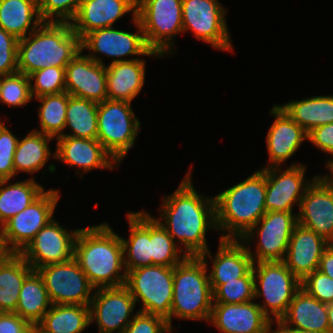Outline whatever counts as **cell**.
Returning a JSON list of instances; mask_svg holds the SVG:
<instances>
[{
  "label": "cell",
  "mask_w": 333,
  "mask_h": 333,
  "mask_svg": "<svg viewBox=\"0 0 333 333\" xmlns=\"http://www.w3.org/2000/svg\"><path fill=\"white\" fill-rule=\"evenodd\" d=\"M297 213L298 224L315 231L327 242L333 238V182L317 175L308 186Z\"/></svg>",
  "instance_id": "ac0fdd59"
},
{
  "label": "cell",
  "mask_w": 333,
  "mask_h": 333,
  "mask_svg": "<svg viewBox=\"0 0 333 333\" xmlns=\"http://www.w3.org/2000/svg\"><path fill=\"white\" fill-rule=\"evenodd\" d=\"M27 333H48L45 331L42 327H40L38 324H31Z\"/></svg>",
  "instance_id": "f5cc1de1"
},
{
  "label": "cell",
  "mask_w": 333,
  "mask_h": 333,
  "mask_svg": "<svg viewBox=\"0 0 333 333\" xmlns=\"http://www.w3.org/2000/svg\"><path fill=\"white\" fill-rule=\"evenodd\" d=\"M34 98L65 92V67H46L29 75Z\"/></svg>",
  "instance_id": "60d3db41"
},
{
  "label": "cell",
  "mask_w": 333,
  "mask_h": 333,
  "mask_svg": "<svg viewBox=\"0 0 333 333\" xmlns=\"http://www.w3.org/2000/svg\"><path fill=\"white\" fill-rule=\"evenodd\" d=\"M280 168L260 169L266 176V212H293L294 205L298 206L299 209L306 189L317 177L306 179V166L304 164L299 165L294 162L284 170Z\"/></svg>",
  "instance_id": "2e32d148"
},
{
  "label": "cell",
  "mask_w": 333,
  "mask_h": 333,
  "mask_svg": "<svg viewBox=\"0 0 333 333\" xmlns=\"http://www.w3.org/2000/svg\"><path fill=\"white\" fill-rule=\"evenodd\" d=\"M254 298L264 299L257 303L271 320H280L287 312L301 281L286 267L283 261L253 264ZM260 297V298H259Z\"/></svg>",
  "instance_id": "52a82bcc"
},
{
  "label": "cell",
  "mask_w": 333,
  "mask_h": 333,
  "mask_svg": "<svg viewBox=\"0 0 333 333\" xmlns=\"http://www.w3.org/2000/svg\"><path fill=\"white\" fill-rule=\"evenodd\" d=\"M287 115L307 133L312 129L333 123V95L312 96L279 105Z\"/></svg>",
  "instance_id": "4dcf8cb0"
},
{
  "label": "cell",
  "mask_w": 333,
  "mask_h": 333,
  "mask_svg": "<svg viewBox=\"0 0 333 333\" xmlns=\"http://www.w3.org/2000/svg\"><path fill=\"white\" fill-rule=\"evenodd\" d=\"M297 225L298 218L294 212L268 211L240 240L246 245L254 263L283 261ZM254 238L259 239L255 253L249 248Z\"/></svg>",
  "instance_id": "8fae6325"
},
{
  "label": "cell",
  "mask_w": 333,
  "mask_h": 333,
  "mask_svg": "<svg viewBox=\"0 0 333 333\" xmlns=\"http://www.w3.org/2000/svg\"><path fill=\"white\" fill-rule=\"evenodd\" d=\"M42 23L37 0H0V28L18 39L26 37Z\"/></svg>",
  "instance_id": "f546056e"
},
{
  "label": "cell",
  "mask_w": 333,
  "mask_h": 333,
  "mask_svg": "<svg viewBox=\"0 0 333 333\" xmlns=\"http://www.w3.org/2000/svg\"><path fill=\"white\" fill-rule=\"evenodd\" d=\"M125 286L136 301L139 312L170 318L173 299L174 267L148 265L126 272Z\"/></svg>",
  "instance_id": "ba28073f"
},
{
  "label": "cell",
  "mask_w": 333,
  "mask_h": 333,
  "mask_svg": "<svg viewBox=\"0 0 333 333\" xmlns=\"http://www.w3.org/2000/svg\"><path fill=\"white\" fill-rule=\"evenodd\" d=\"M90 324V306L69 304H52L38 323L48 333H82Z\"/></svg>",
  "instance_id": "e575fe53"
},
{
  "label": "cell",
  "mask_w": 333,
  "mask_h": 333,
  "mask_svg": "<svg viewBox=\"0 0 333 333\" xmlns=\"http://www.w3.org/2000/svg\"><path fill=\"white\" fill-rule=\"evenodd\" d=\"M281 320L288 326L307 331L328 333L327 304L300 288Z\"/></svg>",
  "instance_id": "83f0119b"
},
{
  "label": "cell",
  "mask_w": 333,
  "mask_h": 333,
  "mask_svg": "<svg viewBox=\"0 0 333 333\" xmlns=\"http://www.w3.org/2000/svg\"><path fill=\"white\" fill-rule=\"evenodd\" d=\"M60 200V191L46 190L23 211L9 219L1 228L0 235L7 253L20 254L36 234L54 218Z\"/></svg>",
  "instance_id": "7c38bea8"
},
{
  "label": "cell",
  "mask_w": 333,
  "mask_h": 333,
  "mask_svg": "<svg viewBox=\"0 0 333 333\" xmlns=\"http://www.w3.org/2000/svg\"><path fill=\"white\" fill-rule=\"evenodd\" d=\"M209 323L220 333H271L272 321L257 302L213 303Z\"/></svg>",
  "instance_id": "ffe728a7"
},
{
  "label": "cell",
  "mask_w": 333,
  "mask_h": 333,
  "mask_svg": "<svg viewBox=\"0 0 333 333\" xmlns=\"http://www.w3.org/2000/svg\"><path fill=\"white\" fill-rule=\"evenodd\" d=\"M18 141V137L0 121V180H11L16 176L13 159Z\"/></svg>",
  "instance_id": "7bdbcfd3"
},
{
  "label": "cell",
  "mask_w": 333,
  "mask_h": 333,
  "mask_svg": "<svg viewBox=\"0 0 333 333\" xmlns=\"http://www.w3.org/2000/svg\"><path fill=\"white\" fill-rule=\"evenodd\" d=\"M65 92L96 103L107 100L106 65L80 50L65 67Z\"/></svg>",
  "instance_id": "d6986e66"
},
{
  "label": "cell",
  "mask_w": 333,
  "mask_h": 333,
  "mask_svg": "<svg viewBox=\"0 0 333 333\" xmlns=\"http://www.w3.org/2000/svg\"><path fill=\"white\" fill-rule=\"evenodd\" d=\"M328 248L333 251V238L328 242Z\"/></svg>",
  "instance_id": "9f6ffc18"
},
{
  "label": "cell",
  "mask_w": 333,
  "mask_h": 333,
  "mask_svg": "<svg viewBox=\"0 0 333 333\" xmlns=\"http://www.w3.org/2000/svg\"><path fill=\"white\" fill-rule=\"evenodd\" d=\"M53 137L32 130L23 139H19L14 153L15 175L19 172L29 174L37 173L51 157L55 158V152L51 153L49 141Z\"/></svg>",
  "instance_id": "d6a6232c"
},
{
  "label": "cell",
  "mask_w": 333,
  "mask_h": 333,
  "mask_svg": "<svg viewBox=\"0 0 333 333\" xmlns=\"http://www.w3.org/2000/svg\"><path fill=\"white\" fill-rule=\"evenodd\" d=\"M173 333L167 321L156 315L138 312L124 333Z\"/></svg>",
  "instance_id": "bcb514c9"
},
{
  "label": "cell",
  "mask_w": 333,
  "mask_h": 333,
  "mask_svg": "<svg viewBox=\"0 0 333 333\" xmlns=\"http://www.w3.org/2000/svg\"><path fill=\"white\" fill-rule=\"evenodd\" d=\"M1 83H2V76L0 75V92H1Z\"/></svg>",
  "instance_id": "6f0895ef"
},
{
  "label": "cell",
  "mask_w": 333,
  "mask_h": 333,
  "mask_svg": "<svg viewBox=\"0 0 333 333\" xmlns=\"http://www.w3.org/2000/svg\"><path fill=\"white\" fill-rule=\"evenodd\" d=\"M81 50L68 22H43L18 42V72L27 76L46 67H66Z\"/></svg>",
  "instance_id": "277c9868"
},
{
  "label": "cell",
  "mask_w": 333,
  "mask_h": 333,
  "mask_svg": "<svg viewBox=\"0 0 333 333\" xmlns=\"http://www.w3.org/2000/svg\"><path fill=\"white\" fill-rule=\"evenodd\" d=\"M301 288L322 303H333V279L318 269L301 281Z\"/></svg>",
  "instance_id": "ee69618b"
},
{
  "label": "cell",
  "mask_w": 333,
  "mask_h": 333,
  "mask_svg": "<svg viewBox=\"0 0 333 333\" xmlns=\"http://www.w3.org/2000/svg\"><path fill=\"white\" fill-rule=\"evenodd\" d=\"M208 259L187 256L174 266L173 299L167 323L173 331L172 318L209 321L213 291L208 275Z\"/></svg>",
  "instance_id": "5b68a950"
},
{
  "label": "cell",
  "mask_w": 333,
  "mask_h": 333,
  "mask_svg": "<svg viewBox=\"0 0 333 333\" xmlns=\"http://www.w3.org/2000/svg\"><path fill=\"white\" fill-rule=\"evenodd\" d=\"M30 325L16 313L0 312V333H27Z\"/></svg>",
  "instance_id": "c3c4849f"
},
{
  "label": "cell",
  "mask_w": 333,
  "mask_h": 333,
  "mask_svg": "<svg viewBox=\"0 0 333 333\" xmlns=\"http://www.w3.org/2000/svg\"><path fill=\"white\" fill-rule=\"evenodd\" d=\"M129 238L121 237L125 270L152 265L150 241V213L146 210L128 212ZM127 252V253H126Z\"/></svg>",
  "instance_id": "4316f807"
},
{
  "label": "cell",
  "mask_w": 333,
  "mask_h": 333,
  "mask_svg": "<svg viewBox=\"0 0 333 333\" xmlns=\"http://www.w3.org/2000/svg\"><path fill=\"white\" fill-rule=\"evenodd\" d=\"M97 113L98 103L68 94L64 130L70 128L73 133L63 132V135L83 139H97Z\"/></svg>",
  "instance_id": "d590c367"
},
{
  "label": "cell",
  "mask_w": 333,
  "mask_h": 333,
  "mask_svg": "<svg viewBox=\"0 0 333 333\" xmlns=\"http://www.w3.org/2000/svg\"><path fill=\"white\" fill-rule=\"evenodd\" d=\"M183 33L191 30L196 39L215 49L233 51L226 10L218 0H182Z\"/></svg>",
  "instance_id": "4fadbf2b"
},
{
  "label": "cell",
  "mask_w": 333,
  "mask_h": 333,
  "mask_svg": "<svg viewBox=\"0 0 333 333\" xmlns=\"http://www.w3.org/2000/svg\"><path fill=\"white\" fill-rule=\"evenodd\" d=\"M9 181L0 180V228L45 192L43 185L31 177L7 184Z\"/></svg>",
  "instance_id": "1f68e13d"
},
{
  "label": "cell",
  "mask_w": 333,
  "mask_h": 333,
  "mask_svg": "<svg viewBox=\"0 0 333 333\" xmlns=\"http://www.w3.org/2000/svg\"><path fill=\"white\" fill-rule=\"evenodd\" d=\"M307 140L322 152L332 155L325 164L326 168L333 164V123L312 129L308 133Z\"/></svg>",
  "instance_id": "7dc6e473"
},
{
  "label": "cell",
  "mask_w": 333,
  "mask_h": 333,
  "mask_svg": "<svg viewBox=\"0 0 333 333\" xmlns=\"http://www.w3.org/2000/svg\"><path fill=\"white\" fill-rule=\"evenodd\" d=\"M254 299L253 270L244 277L226 281L213 292V303L239 304Z\"/></svg>",
  "instance_id": "f35d334b"
},
{
  "label": "cell",
  "mask_w": 333,
  "mask_h": 333,
  "mask_svg": "<svg viewBox=\"0 0 333 333\" xmlns=\"http://www.w3.org/2000/svg\"><path fill=\"white\" fill-rule=\"evenodd\" d=\"M136 301L125 285L95 288L90 303V320L98 333H124L133 317ZM132 316V317H130Z\"/></svg>",
  "instance_id": "9a60e30c"
},
{
  "label": "cell",
  "mask_w": 333,
  "mask_h": 333,
  "mask_svg": "<svg viewBox=\"0 0 333 333\" xmlns=\"http://www.w3.org/2000/svg\"><path fill=\"white\" fill-rule=\"evenodd\" d=\"M7 254L3 243H2V239H1V235H0V260Z\"/></svg>",
  "instance_id": "db71d44e"
},
{
  "label": "cell",
  "mask_w": 333,
  "mask_h": 333,
  "mask_svg": "<svg viewBox=\"0 0 333 333\" xmlns=\"http://www.w3.org/2000/svg\"><path fill=\"white\" fill-rule=\"evenodd\" d=\"M318 270L333 279V251L330 248L323 252Z\"/></svg>",
  "instance_id": "681fc988"
},
{
  "label": "cell",
  "mask_w": 333,
  "mask_h": 333,
  "mask_svg": "<svg viewBox=\"0 0 333 333\" xmlns=\"http://www.w3.org/2000/svg\"><path fill=\"white\" fill-rule=\"evenodd\" d=\"M29 76L16 72L2 76L0 103L8 107L25 106L32 101Z\"/></svg>",
  "instance_id": "ab89813d"
},
{
  "label": "cell",
  "mask_w": 333,
  "mask_h": 333,
  "mask_svg": "<svg viewBox=\"0 0 333 333\" xmlns=\"http://www.w3.org/2000/svg\"><path fill=\"white\" fill-rule=\"evenodd\" d=\"M150 241L152 265L174 267L187 257L152 214L150 215Z\"/></svg>",
  "instance_id": "74e56055"
},
{
  "label": "cell",
  "mask_w": 333,
  "mask_h": 333,
  "mask_svg": "<svg viewBox=\"0 0 333 333\" xmlns=\"http://www.w3.org/2000/svg\"><path fill=\"white\" fill-rule=\"evenodd\" d=\"M55 158L66 165L89 172L94 169L114 170L119 164L105 150L98 139H83L71 136H60L56 138ZM116 164V165H115ZM115 165V166H114Z\"/></svg>",
  "instance_id": "603a6c76"
},
{
  "label": "cell",
  "mask_w": 333,
  "mask_h": 333,
  "mask_svg": "<svg viewBox=\"0 0 333 333\" xmlns=\"http://www.w3.org/2000/svg\"><path fill=\"white\" fill-rule=\"evenodd\" d=\"M145 65L140 58L106 65L107 99L132 103L145 85Z\"/></svg>",
  "instance_id": "484cf974"
},
{
  "label": "cell",
  "mask_w": 333,
  "mask_h": 333,
  "mask_svg": "<svg viewBox=\"0 0 333 333\" xmlns=\"http://www.w3.org/2000/svg\"><path fill=\"white\" fill-rule=\"evenodd\" d=\"M97 125V139L120 165L141 130L131 102L107 99L98 103Z\"/></svg>",
  "instance_id": "9c48e42d"
},
{
  "label": "cell",
  "mask_w": 333,
  "mask_h": 333,
  "mask_svg": "<svg viewBox=\"0 0 333 333\" xmlns=\"http://www.w3.org/2000/svg\"><path fill=\"white\" fill-rule=\"evenodd\" d=\"M18 42L19 39L0 28V75H10L18 72Z\"/></svg>",
  "instance_id": "f6af8a7d"
},
{
  "label": "cell",
  "mask_w": 333,
  "mask_h": 333,
  "mask_svg": "<svg viewBox=\"0 0 333 333\" xmlns=\"http://www.w3.org/2000/svg\"><path fill=\"white\" fill-rule=\"evenodd\" d=\"M331 173L326 175L333 182V164L327 168Z\"/></svg>",
  "instance_id": "11a10c76"
},
{
  "label": "cell",
  "mask_w": 333,
  "mask_h": 333,
  "mask_svg": "<svg viewBox=\"0 0 333 333\" xmlns=\"http://www.w3.org/2000/svg\"><path fill=\"white\" fill-rule=\"evenodd\" d=\"M202 259L212 260L209 281L214 292L221 284L246 276L253 268V259L241 240L220 239L215 256L210 250L200 255Z\"/></svg>",
  "instance_id": "7402d4cb"
},
{
  "label": "cell",
  "mask_w": 333,
  "mask_h": 333,
  "mask_svg": "<svg viewBox=\"0 0 333 333\" xmlns=\"http://www.w3.org/2000/svg\"><path fill=\"white\" fill-rule=\"evenodd\" d=\"M123 253L121 237L108 223L79 228L74 259L95 288L125 285Z\"/></svg>",
  "instance_id": "7a4b0ae2"
},
{
  "label": "cell",
  "mask_w": 333,
  "mask_h": 333,
  "mask_svg": "<svg viewBox=\"0 0 333 333\" xmlns=\"http://www.w3.org/2000/svg\"><path fill=\"white\" fill-rule=\"evenodd\" d=\"M40 18L43 22L70 23L82 0H37Z\"/></svg>",
  "instance_id": "b9f144b4"
},
{
  "label": "cell",
  "mask_w": 333,
  "mask_h": 333,
  "mask_svg": "<svg viewBox=\"0 0 333 333\" xmlns=\"http://www.w3.org/2000/svg\"><path fill=\"white\" fill-rule=\"evenodd\" d=\"M266 176L259 169L242 182L214 196L220 239L240 240L266 213Z\"/></svg>",
  "instance_id": "3957f363"
},
{
  "label": "cell",
  "mask_w": 333,
  "mask_h": 333,
  "mask_svg": "<svg viewBox=\"0 0 333 333\" xmlns=\"http://www.w3.org/2000/svg\"><path fill=\"white\" fill-rule=\"evenodd\" d=\"M34 99H37L41 103L38 108L41 129L34 128L33 130L55 139L63 136L66 124L68 93L43 95Z\"/></svg>",
  "instance_id": "8d00e7d4"
},
{
  "label": "cell",
  "mask_w": 333,
  "mask_h": 333,
  "mask_svg": "<svg viewBox=\"0 0 333 333\" xmlns=\"http://www.w3.org/2000/svg\"><path fill=\"white\" fill-rule=\"evenodd\" d=\"M130 12L136 15L137 0H82L70 24L81 39L89 32L113 27L117 20Z\"/></svg>",
  "instance_id": "cb8c5ba5"
},
{
  "label": "cell",
  "mask_w": 333,
  "mask_h": 333,
  "mask_svg": "<svg viewBox=\"0 0 333 333\" xmlns=\"http://www.w3.org/2000/svg\"><path fill=\"white\" fill-rule=\"evenodd\" d=\"M33 268L17 253L0 260V312L15 313L20 289Z\"/></svg>",
  "instance_id": "f1b7e54d"
},
{
  "label": "cell",
  "mask_w": 333,
  "mask_h": 333,
  "mask_svg": "<svg viewBox=\"0 0 333 333\" xmlns=\"http://www.w3.org/2000/svg\"><path fill=\"white\" fill-rule=\"evenodd\" d=\"M51 305L42 277L33 270L23 281L15 313L30 324H38Z\"/></svg>",
  "instance_id": "836d02e7"
},
{
  "label": "cell",
  "mask_w": 333,
  "mask_h": 333,
  "mask_svg": "<svg viewBox=\"0 0 333 333\" xmlns=\"http://www.w3.org/2000/svg\"><path fill=\"white\" fill-rule=\"evenodd\" d=\"M191 174L190 169L174 193L162 198L160 217L154 218L187 256H200L209 249L207 231L217 230L215 200L195 190Z\"/></svg>",
  "instance_id": "6da1fadb"
},
{
  "label": "cell",
  "mask_w": 333,
  "mask_h": 333,
  "mask_svg": "<svg viewBox=\"0 0 333 333\" xmlns=\"http://www.w3.org/2000/svg\"><path fill=\"white\" fill-rule=\"evenodd\" d=\"M136 18L151 50L164 57L175 53V37L183 33L182 0H137Z\"/></svg>",
  "instance_id": "8992f818"
},
{
  "label": "cell",
  "mask_w": 333,
  "mask_h": 333,
  "mask_svg": "<svg viewBox=\"0 0 333 333\" xmlns=\"http://www.w3.org/2000/svg\"><path fill=\"white\" fill-rule=\"evenodd\" d=\"M132 23L135 25V33H130L115 29L114 27L102 28L84 35L80 39L81 51L88 50V57L102 65H105L102 57L113 58L111 63L127 62L139 59L138 56H163L156 51L151 50L144 39L143 30L136 15L132 16ZM137 56L126 59L125 56Z\"/></svg>",
  "instance_id": "30bf717a"
},
{
  "label": "cell",
  "mask_w": 333,
  "mask_h": 333,
  "mask_svg": "<svg viewBox=\"0 0 333 333\" xmlns=\"http://www.w3.org/2000/svg\"><path fill=\"white\" fill-rule=\"evenodd\" d=\"M327 248L328 242L323 237L298 224L292 232L283 262L302 281L319 268L322 254Z\"/></svg>",
  "instance_id": "d4e9b609"
},
{
  "label": "cell",
  "mask_w": 333,
  "mask_h": 333,
  "mask_svg": "<svg viewBox=\"0 0 333 333\" xmlns=\"http://www.w3.org/2000/svg\"><path fill=\"white\" fill-rule=\"evenodd\" d=\"M274 322L277 325V329H275V330L273 329V331H271V333H322V332H317V331L300 330V329L290 327V326L286 325L281 319L272 321V325Z\"/></svg>",
  "instance_id": "f907efd6"
},
{
  "label": "cell",
  "mask_w": 333,
  "mask_h": 333,
  "mask_svg": "<svg viewBox=\"0 0 333 333\" xmlns=\"http://www.w3.org/2000/svg\"><path fill=\"white\" fill-rule=\"evenodd\" d=\"M78 232L79 229H65L53 219L36 234L20 255L33 270L49 264L68 262L74 258Z\"/></svg>",
  "instance_id": "e0dca14e"
},
{
  "label": "cell",
  "mask_w": 333,
  "mask_h": 333,
  "mask_svg": "<svg viewBox=\"0 0 333 333\" xmlns=\"http://www.w3.org/2000/svg\"><path fill=\"white\" fill-rule=\"evenodd\" d=\"M275 117L266 136L268 165L263 168L281 167L307 140L308 133L275 104L270 112Z\"/></svg>",
  "instance_id": "44dd1931"
},
{
  "label": "cell",
  "mask_w": 333,
  "mask_h": 333,
  "mask_svg": "<svg viewBox=\"0 0 333 333\" xmlns=\"http://www.w3.org/2000/svg\"><path fill=\"white\" fill-rule=\"evenodd\" d=\"M328 308V333H333V303L327 304Z\"/></svg>",
  "instance_id": "816d5d0a"
},
{
  "label": "cell",
  "mask_w": 333,
  "mask_h": 333,
  "mask_svg": "<svg viewBox=\"0 0 333 333\" xmlns=\"http://www.w3.org/2000/svg\"><path fill=\"white\" fill-rule=\"evenodd\" d=\"M52 304L90 306L95 287L73 258L36 269Z\"/></svg>",
  "instance_id": "5bb4252c"
}]
</instances>
